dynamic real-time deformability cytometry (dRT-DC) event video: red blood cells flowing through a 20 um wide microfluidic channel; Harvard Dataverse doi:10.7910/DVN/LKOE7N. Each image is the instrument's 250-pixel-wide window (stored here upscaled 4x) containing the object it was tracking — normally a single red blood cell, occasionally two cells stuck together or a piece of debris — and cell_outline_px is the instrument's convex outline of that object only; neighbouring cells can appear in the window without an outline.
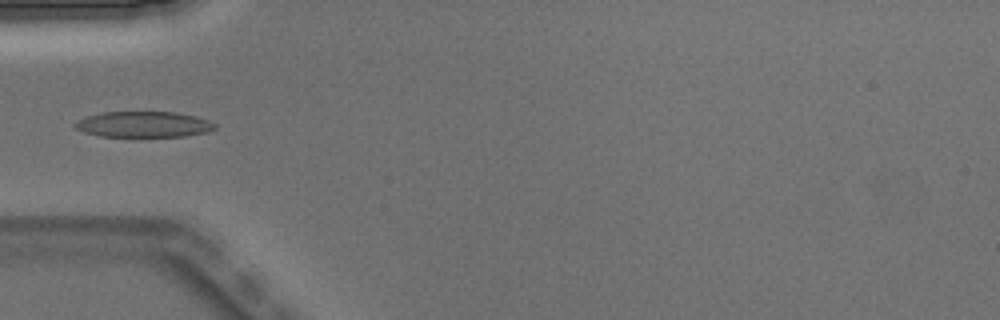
{"species": "Egyptian fruit bat (a non-hibernating species)", "species_latin": "Rousettus aegyptiacus", "temperature_condition": "warm", "stored_images_in_passage": 3, "camera_frame_rate_fps": 3000, "um_per_image_px": 0.085, "animal": {"sex": "male"}, "frame": {"image": 1, "passage_image": 3, "time_ms": 0.667, "image_size_px": [1000, 320], "cell_outline_px": [[216, 128], [208, 132], [184, 136], [100, 136], [84, 132], [76, 128], [72, 124], [76, 120], [84, 116], [104, 112], [176, 112], [196, 116], [208, 120], [216, 124]], "centroid_in_image_um": [12.19, 10.56], "position_along_channel_um": 72.8, "area_um2": 21.1}}